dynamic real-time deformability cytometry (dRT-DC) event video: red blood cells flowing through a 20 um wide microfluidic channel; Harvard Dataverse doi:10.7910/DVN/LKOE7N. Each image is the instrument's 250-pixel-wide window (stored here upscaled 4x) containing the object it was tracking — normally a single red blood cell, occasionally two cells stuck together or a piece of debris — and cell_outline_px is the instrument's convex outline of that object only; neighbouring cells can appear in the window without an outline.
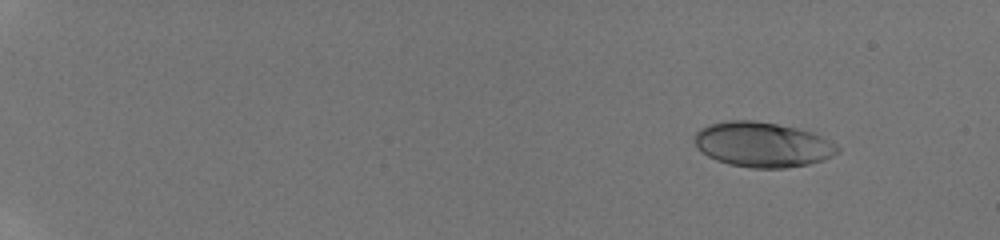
{"species": "human", "species_latin": "Homo sapiens", "temperature_condition": "room temperature", "stored_images_in_passage": 10, "camera_frame_rate_fps": 3000, "um_per_image_px": 0.085, "donor": {"sex": "male"}, "frame": {"image": 1, "passage_image": 1, "time_ms": 0.0, "image_size_px": [1000, 240], "cell_outline_px": [[840, 152], [824, 160], [808, 164], [784, 168], [752, 168], [728, 164], [716, 160], [708, 156], [696, 148], [696, 132], [700, 128], [708, 124], [728, 120], [756, 120], [796, 128], [812, 132], [836, 144], [840, 148]], "centroid_in_image_um": [64.81, 12.29], "position_along_channel_um": 20.2, "area_um2": 37.57}}
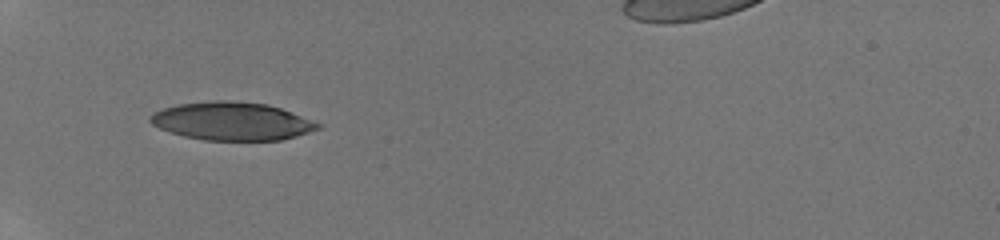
{"frame": {"image": 2, "passage_image": 9, "time_ms": 5.0, "image_size_px": [1000, 240], "cell_outline_px": [[324, 124], [320, 128], [296, 136], [280, 140], [204, 140], [184, 136], [160, 128], [152, 124], [148, 120], [148, 116], [152, 112], [164, 108], [180, 104], [212, 100], [228, 100], [268, 104], [280, 108]], "centroid_in_image_um": [19.71, 10.29], "position_along_channel_um": 65.3, "area_um2": 37.22}}